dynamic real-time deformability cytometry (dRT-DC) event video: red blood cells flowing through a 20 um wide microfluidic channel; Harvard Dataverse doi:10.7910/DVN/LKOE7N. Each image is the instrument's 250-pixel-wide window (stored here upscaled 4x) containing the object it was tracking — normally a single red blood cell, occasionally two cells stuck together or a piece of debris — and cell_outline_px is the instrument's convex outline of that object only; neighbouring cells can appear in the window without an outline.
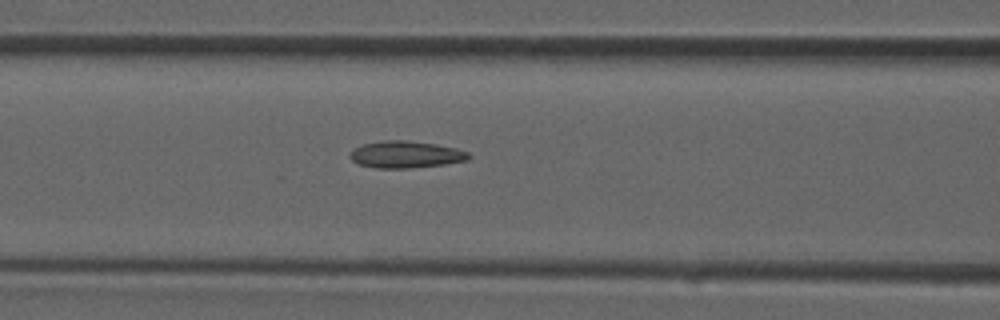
{"species": "common noctule bat (a hibernating species)", "species_latin": "Nyctalus noctula", "temperature_condition": "room temperature", "stored_images_in_passage": 28, "camera_frame_rate_fps": 3000, "um_per_image_px": 0.085, "animal": {"sex": "male", "forearm_length_mm": 52.5}, "frame": {"image": 1, "passage_image": 10, "time_ms": 3.0, "image_size_px": [1000, 320], "cell_outline_px": [[472, 156], [468, 160], [444, 164], [408, 168], [376, 168], [356, 164], [348, 156], [356, 148], [364, 144], [380, 140], [408, 140], [436, 144], [456, 148], [468, 152]], "centroid_in_image_um": [34.49, 13.13], "position_along_channel_um": 132.1, "area_um2": 18.67}}
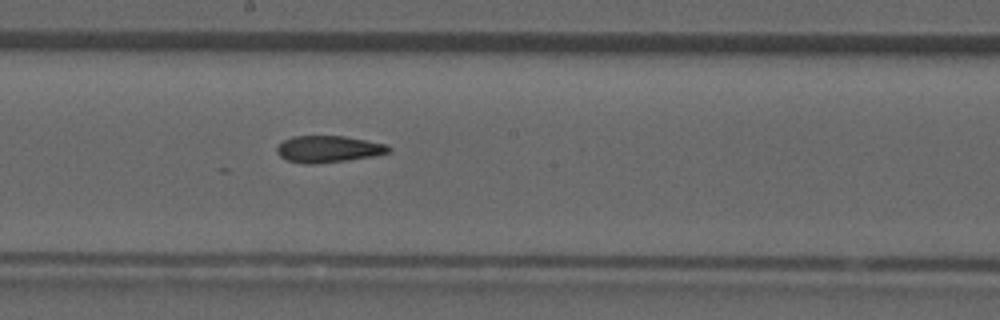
{"frame": {"image": 2, "passage_image": 15, "time_ms": 4.667, "image_size_px": [1000, 320], "cell_outline_px": [[392, 148], [388, 152], [376, 156], [348, 160], [316, 164], [304, 164], [288, 160], [280, 156], [276, 152], [276, 148], [284, 140], [292, 136], [344, 136], [388, 144]], "centroid_in_image_um": [27.93, 12.67], "position_along_channel_um": 220.3, "area_um2": 17.51}}
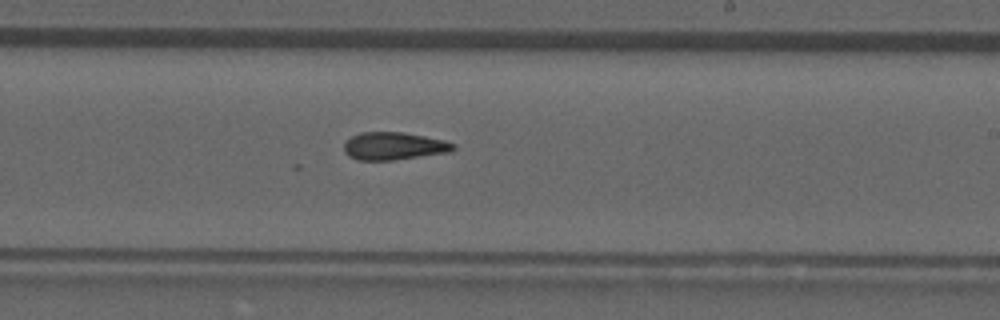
{"frame": {"image": 3, "passage_image": 17, "time_ms": 5.333, "image_size_px": [1000, 320], "cell_outline_px": [[456, 148], [448, 152], [392, 160], [356, 160], [348, 156], [344, 152], [344, 144], [352, 136], [360, 132], [404, 132], [444, 140], [456, 144]], "centroid_in_image_um": [33.46, 12.41], "position_along_channel_um": 255.5, "area_um2": 17.57}}